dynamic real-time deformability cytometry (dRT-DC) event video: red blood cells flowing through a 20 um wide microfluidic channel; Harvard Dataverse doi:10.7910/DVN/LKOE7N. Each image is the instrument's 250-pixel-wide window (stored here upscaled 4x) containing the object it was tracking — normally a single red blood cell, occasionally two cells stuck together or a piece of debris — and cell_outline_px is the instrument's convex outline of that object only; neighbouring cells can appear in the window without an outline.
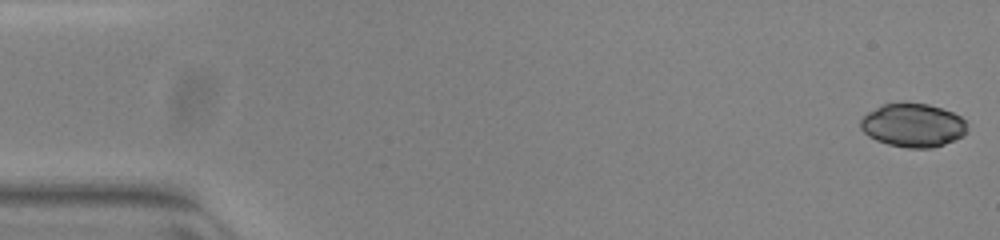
{"species": "common noctule bat (a hibernating species)", "species_latin": "Nyctalus noctula", "temperature_condition": "warm", "stored_images_in_passage": 52, "camera_frame_rate_fps": 3000, "um_per_image_px": 0.085, "animal": {"sex": "female", "body_mass_g": 23.0, "forearm_length_mm": 53.4}, "frame": {"image": 1, "passage_image": 1, "time_ms": 0.0, "image_size_px": [1000, 240], "cell_outline_px": [[964, 132], [960, 136], [944, 144], [932, 148], [908, 148], [888, 144], [876, 140], [868, 136], [860, 128], [860, 120], [868, 112], [884, 104], [928, 104], [952, 112], [960, 116], [964, 120]], "centroid_in_image_um": [77.55, 10.66], "position_along_channel_um": 7.5, "area_um2": 26.41}}
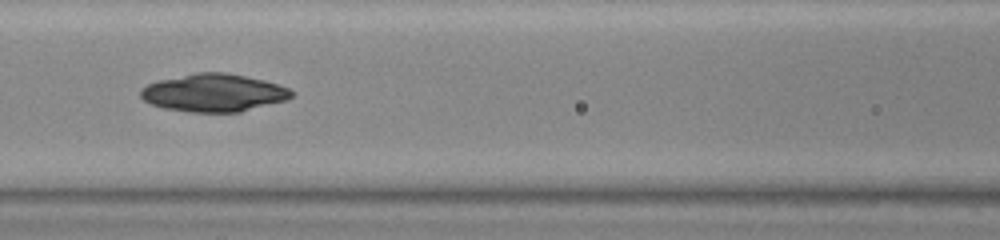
{"frame": {"image": 2, "passage_image": 23, "time_ms": 7.333, "image_size_px": [1000, 240], "cell_outline_px": [[296, 92], [288, 100], [240, 112], [192, 112], [164, 108], [152, 104], [144, 100], [140, 96], [140, 88], [148, 84], [160, 80], [196, 72], [228, 72], [264, 80], [288, 88]], "centroid_in_image_um": [18.19, 7.88], "position_along_channel_um": 148.4, "area_um2": 33.29}}
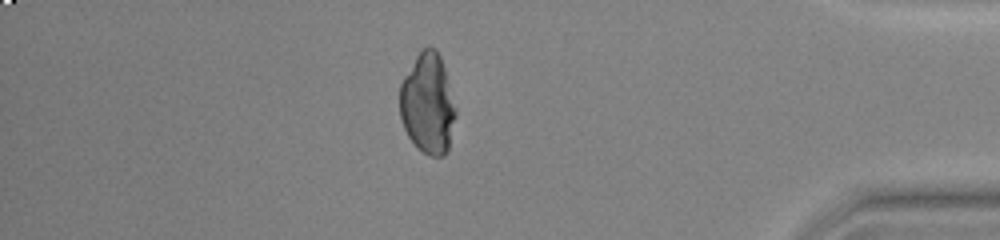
{"frame": {"image": 3, "passage_image": 45, "time_ms": 14.667, "image_size_px": [1000, 240], "cell_outline_px": [[456, 116], [448, 148], [444, 156], [432, 156], [416, 148], [408, 136], [404, 128], [400, 116], [400, 84], [404, 76], [416, 56], [424, 48], [436, 48], [440, 56], [444, 68], [456, 108]], "centroid_in_image_um": [36.35, 8.84], "position_along_channel_um": 398.8, "area_um2": 32.54}}